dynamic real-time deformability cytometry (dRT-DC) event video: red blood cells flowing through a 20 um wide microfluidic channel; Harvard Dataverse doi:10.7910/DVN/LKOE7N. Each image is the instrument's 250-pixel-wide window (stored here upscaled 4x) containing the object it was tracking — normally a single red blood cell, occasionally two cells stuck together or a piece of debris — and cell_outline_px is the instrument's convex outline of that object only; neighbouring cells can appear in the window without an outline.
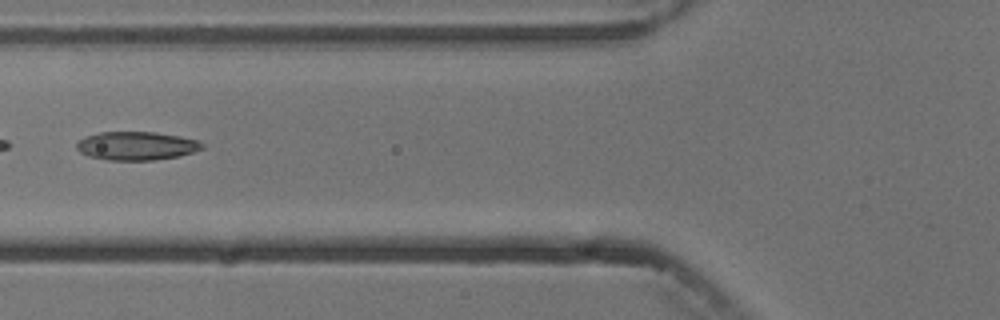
{"species": "common noctule bat (a hibernating species)", "species_latin": "Nyctalus noctula", "temperature_condition": "cold", "stored_images_in_passage": 7, "camera_frame_rate_fps": 3000, "um_per_image_px": 0.085, "animal": {"sex": "male", "body_mass_g": 13.3}, "frame": {"image": 1, "passage_image": 6, "time_ms": 6.667, "image_size_px": [1000, 320], "cell_outline_px": [[204, 148], [180, 156], [152, 160], [108, 160], [88, 156], [80, 152], [76, 148], [76, 144], [84, 136], [100, 132], [156, 132], [180, 136], [196, 140], [204, 144]], "centroid_in_image_um": [11.59, 12.39], "position_along_channel_um": 114.2, "area_um2": 20.87}}
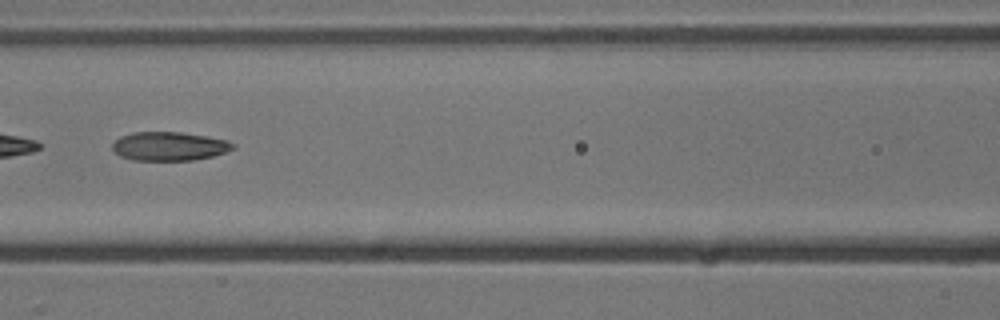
{"frame": {"image": 2, "passage_image": 7, "time_ms": 7.667, "image_size_px": [1000, 320], "cell_outline_px": [[236, 148], [212, 156], [196, 160], [132, 160], [120, 156], [112, 148], [112, 144], [120, 136], [132, 132], [180, 132], [208, 136], [224, 140], [236, 144]], "centroid_in_image_um": [14.38, 12.43], "position_along_channel_um": 152.2, "area_um2": 20.23}}